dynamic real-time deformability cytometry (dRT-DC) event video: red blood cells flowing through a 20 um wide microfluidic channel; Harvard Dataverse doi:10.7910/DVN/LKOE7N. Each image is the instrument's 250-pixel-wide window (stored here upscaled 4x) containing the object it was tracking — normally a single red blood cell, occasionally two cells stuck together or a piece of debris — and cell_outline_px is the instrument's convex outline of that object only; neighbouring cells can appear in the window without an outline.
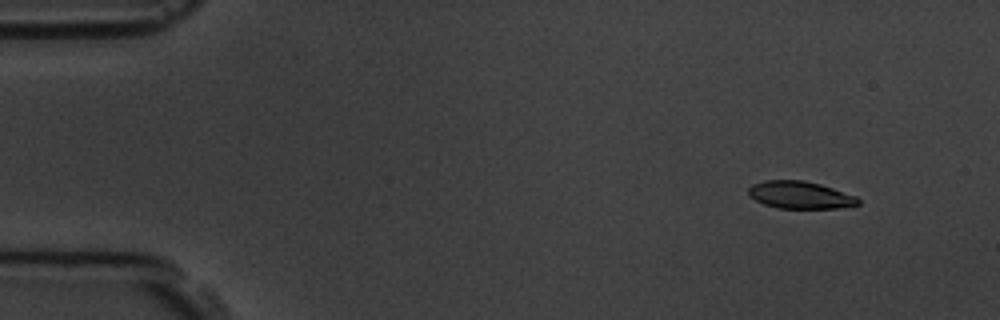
{"species": "common noctule bat (a hibernating species)", "species_latin": "Nyctalus noctula", "temperature_condition": "room temperature", "stored_images_in_passage": 5, "camera_frame_rate_fps": 3000, "um_per_image_px": 0.085, "animal": {"sex": "male", "body_mass_g": 19.5, "forearm_length_mm": 54.6}, "frame": {"image": 1, "passage_image": 1, "time_ms": 0.0, "image_size_px": [1000, 320], "cell_outline_px": [[860, 204], [836, 208], [776, 208], [764, 204], [748, 196], [748, 188], [752, 184], [764, 180], [804, 180], [820, 184], [856, 196], [860, 200]], "centroid_in_image_um": [67.97, 16.57], "position_along_channel_um": 17.0, "area_um2": 17.51}}
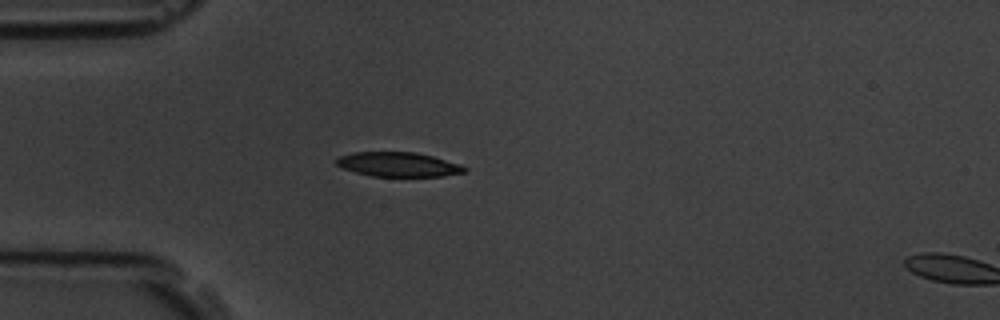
{"frame": {"image": 2, "passage_image": 4, "time_ms": 3.333, "image_size_px": [1000, 320], "cell_outline_px": [[468, 168], [464, 172], [440, 176], [372, 176], [356, 172], [344, 168], [336, 164], [332, 160], [336, 156], [352, 152], [416, 152], [432, 156], [460, 164]], "centroid_in_image_um": [33.79, 13.96], "position_along_channel_um": 51.2, "area_um2": 18.26}}